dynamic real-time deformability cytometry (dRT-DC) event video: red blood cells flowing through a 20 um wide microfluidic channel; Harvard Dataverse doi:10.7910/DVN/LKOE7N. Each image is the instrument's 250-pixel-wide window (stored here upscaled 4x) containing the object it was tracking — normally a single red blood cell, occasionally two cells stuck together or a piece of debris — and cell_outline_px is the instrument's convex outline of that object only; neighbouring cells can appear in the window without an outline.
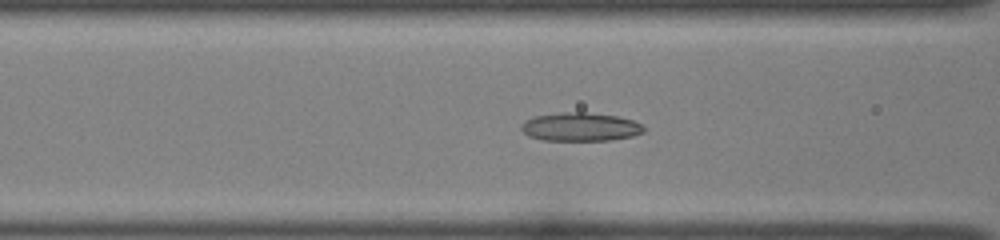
{"species": "common noctule bat (a hibernating species)", "species_latin": "Nyctalus noctula", "temperature_condition": "room temperature", "stored_images_in_passage": 47, "camera_frame_rate_fps": 3000, "um_per_image_px": 0.085, "animal": {"sex": "female", "body_mass_g": 22.0, "forearm_length_mm": 56.7}, "frame": {"image": 1, "passage_image": 26, "time_ms": 8.333, "image_size_px": [1000, 240], "cell_outline_px": [[644, 132], [632, 136], [612, 140], [544, 140], [528, 136], [520, 128], [520, 124], [524, 120], [532, 116], [560, 112], [584, 112], [616, 116], [632, 120], [640, 124], [644, 128]], "centroid_in_image_um": [49.27, 10.78], "position_along_channel_um": 117.3, "area_um2": 20.4}}
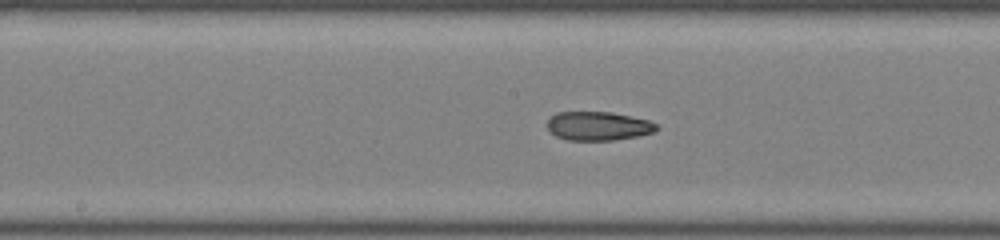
{"frame": {"image": 2, "passage_image": 32, "time_ms": 10.333, "image_size_px": [1000, 240], "cell_outline_px": [[660, 128], [652, 132], [640, 136], [612, 140], [568, 140], [556, 136], [544, 124], [556, 112], [612, 112], [648, 120], [656, 124]], "centroid_in_image_um": [50.84, 10.71], "position_along_channel_um": 197.4, "area_um2": 18.38}}
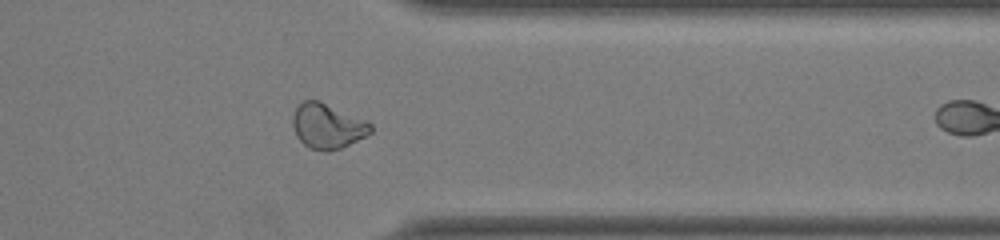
{"frame": {"image": 3, "passage_image": 46, "time_ms": 15.0, "image_size_px": [1000, 240], "cell_outline_px": [[372, 132], [340, 148], [328, 152], [324, 152], [308, 148], [296, 136], [292, 124], [292, 116], [296, 108], [304, 100], [320, 100], [372, 124]], "centroid_in_image_um": [27.79, 10.72], "position_along_channel_um": 383.6, "area_um2": 20.29}}